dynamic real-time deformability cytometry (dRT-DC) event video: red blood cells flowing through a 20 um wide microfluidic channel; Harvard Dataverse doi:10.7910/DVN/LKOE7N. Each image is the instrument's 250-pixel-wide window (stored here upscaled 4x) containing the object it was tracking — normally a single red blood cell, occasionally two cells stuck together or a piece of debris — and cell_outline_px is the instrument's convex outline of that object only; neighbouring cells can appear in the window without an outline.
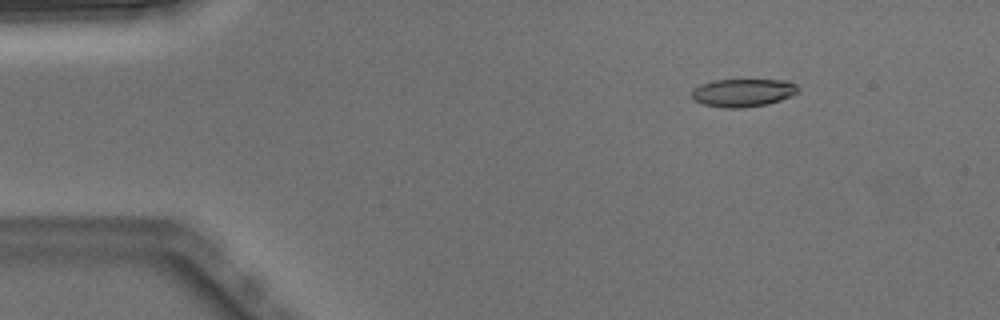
{"species": "Egyptian fruit bat (a non-hibernating species)", "species_latin": "Rousettus aegyptiacus", "temperature_condition": "warm", "stored_images_in_passage": 5, "camera_frame_rate_fps": 3000, "um_per_image_px": 0.085, "animal": {"sex": "male"}, "frame": {"image": 1, "passage_image": 2, "time_ms": 0.333, "image_size_px": [1000, 320], "cell_outline_px": [[800, 88], [792, 96], [768, 104], [744, 108], [724, 108], [704, 104], [692, 100], [692, 88], [700, 84], [712, 80], [788, 80], [796, 84]], "centroid_in_image_um": [63.14, 7.88], "position_along_channel_um": 21.9, "area_um2": 17.57}}